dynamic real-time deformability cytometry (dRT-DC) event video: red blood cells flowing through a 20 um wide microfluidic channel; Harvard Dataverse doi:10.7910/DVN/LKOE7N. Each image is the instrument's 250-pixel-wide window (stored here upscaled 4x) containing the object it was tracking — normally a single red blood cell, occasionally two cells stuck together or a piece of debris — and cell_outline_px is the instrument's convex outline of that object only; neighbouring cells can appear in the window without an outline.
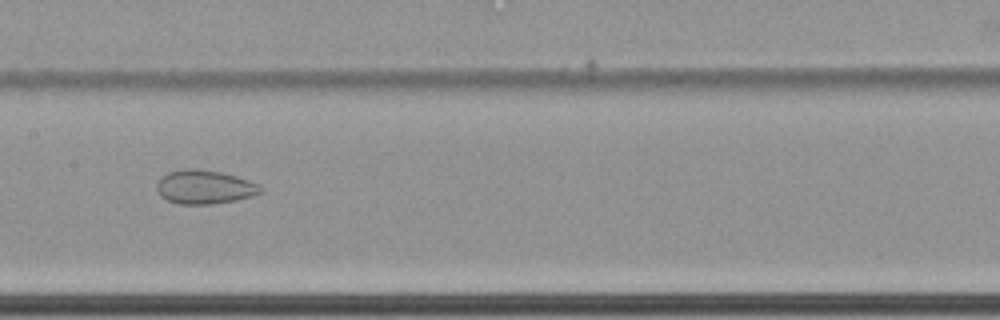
{"species": "common noctule bat (a hibernating species)", "species_latin": "Nyctalus noctula", "temperature_condition": "cold", "stored_images_in_passage": 63, "camera_frame_rate_fps": 3000, "um_per_image_px": 0.085, "animal": {"sex": "female", "body_mass_g": 22.7, "forearm_length_mm": 54.2}, "frame": {"image": 1, "passage_image": 35, "time_ms": 11.333, "image_size_px": [1000, 320], "cell_outline_px": [[260, 192], [252, 196], [236, 200], [212, 204], [180, 204], [168, 200], [160, 196], [156, 188], [156, 184], [160, 176], [168, 172], [184, 168], [196, 168], [220, 172], [236, 176], [260, 184]], "centroid_in_image_um": [17.34, 15.88], "position_along_channel_um": 190.1, "area_um2": 20.52}}
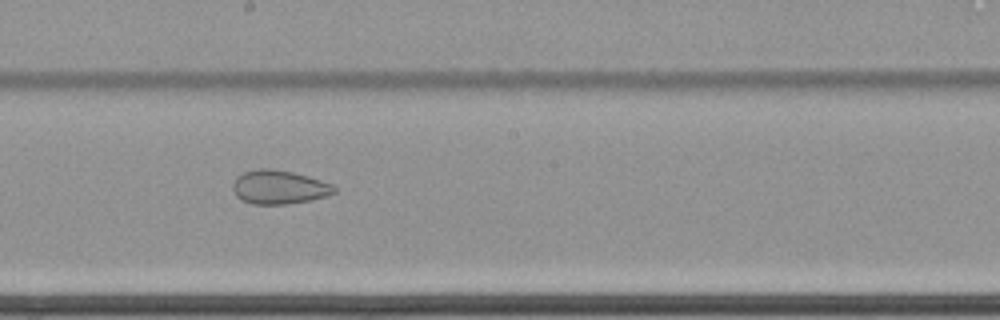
{"frame": {"image": 2, "passage_image": 38, "time_ms": 12.333, "image_size_px": [1000, 320], "cell_outline_px": [[336, 192], [328, 196], [288, 204], [252, 204], [240, 200], [232, 192], [232, 184], [236, 176], [244, 172], [260, 168], [272, 168], [292, 172], [308, 176], [332, 184], [336, 188]], "centroid_in_image_um": [23.68, 15.91], "position_along_channel_um": 224.5, "area_um2": 20.17}}
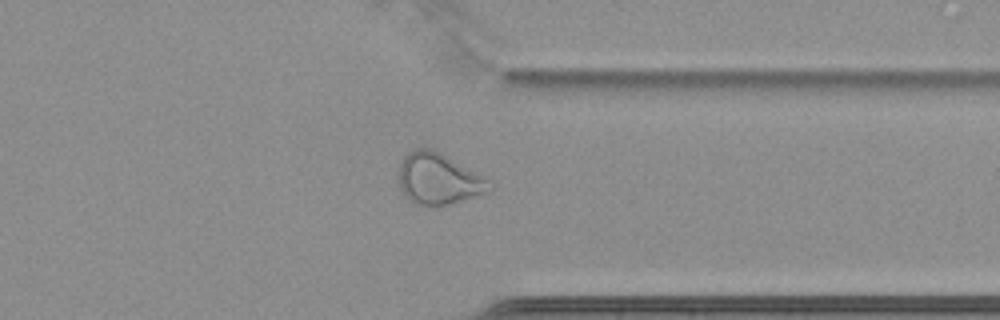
{"frame": {"image": 3, "passage_image": 51, "time_ms": 16.667, "image_size_px": [1000, 320], "cell_outline_px": [[492, 192], [448, 204], [424, 208], [412, 204], [408, 200], [400, 188], [396, 176], [396, 172], [400, 160], [408, 152], [416, 148], [432, 148], [440, 152], [488, 180], [492, 188]], "centroid_in_image_um": [37.18, 15.23], "position_along_channel_um": 374.2, "area_um2": 27.69}}